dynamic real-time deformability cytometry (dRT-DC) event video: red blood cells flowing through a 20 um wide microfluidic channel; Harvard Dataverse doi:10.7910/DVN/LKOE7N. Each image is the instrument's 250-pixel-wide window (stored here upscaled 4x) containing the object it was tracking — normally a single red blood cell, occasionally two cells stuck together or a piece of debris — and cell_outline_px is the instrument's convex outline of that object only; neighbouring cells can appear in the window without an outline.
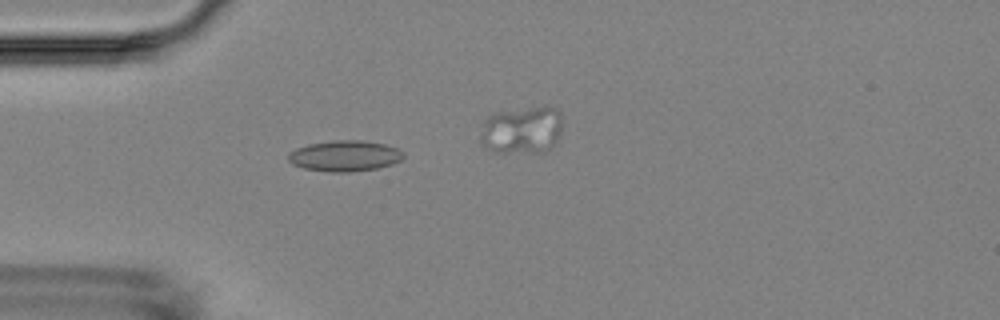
{"species": "Egyptian fruit bat (a non-hibernating species)", "species_latin": "Rousettus aegyptiacus", "temperature_condition": "room temperature", "stored_images_in_passage": 6, "camera_frame_rate_fps": 3000, "um_per_image_px": 0.085, "animal": {"sex": "female"}, "frame": {"image": 1, "passage_image": 5, "time_ms": 4.667, "image_size_px": [1000, 320], "cell_outline_px": [[404, 156], [400, 160], [392, 164], [376, 168], [348, 172], [332, 172], [304, 168], [292, 164], [288, 160], [288, 152], [296, 148], [308, 144], [332, 140], [360, 140], [384, 144], [396, 148], [404, 152]], "centroid_in_image_um": [29.28, 13.24], "position_along_channel_um": 55.7, "area_um2": 20.63}}